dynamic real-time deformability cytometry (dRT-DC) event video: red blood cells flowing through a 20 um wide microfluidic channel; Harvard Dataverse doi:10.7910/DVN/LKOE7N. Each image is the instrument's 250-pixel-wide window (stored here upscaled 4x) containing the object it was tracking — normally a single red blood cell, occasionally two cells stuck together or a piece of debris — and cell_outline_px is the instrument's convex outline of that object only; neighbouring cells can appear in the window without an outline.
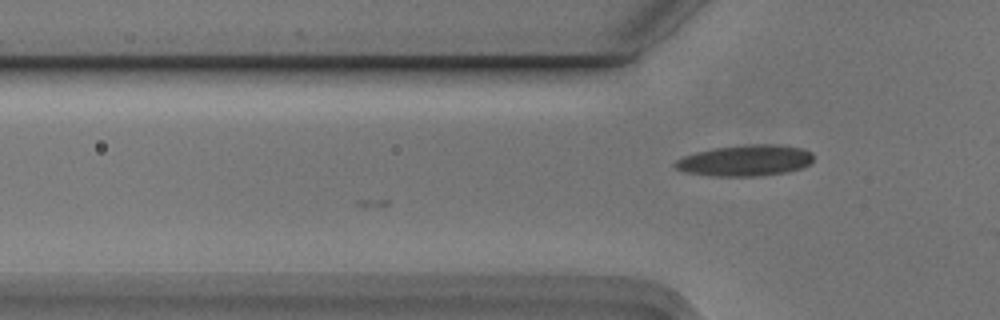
{"species": "Egyptian fruit bat (a non-hibernating species)", "species_latin": "Rousettus aegyptiacus", "temperature_condition": "cold", "stored_images_in_passage": 7, "camera_frame_rate_fps": 3000, "um_per_image_px": 0.085, "animal": {"sex": "male"}, "frame": {"image": 1, "passage_image": 4, "time_ms": 1.0, "image_size_px": [1000, 320], "cell_outline_px": [[812, 160], [808, 164], [800, 168], [788, 172], [760, 176], [712, 176], [684, 172], [676, 168], [672, 164], [676, 160], [684, 156], [696, 152], [712, 148], [752, 144], [772, 144], [804, 148], [812, 152]], "centroid_in_image_um": [63.33, 13.64], "position_along_channel_um": 62.5, "area_um2": 25.14}}
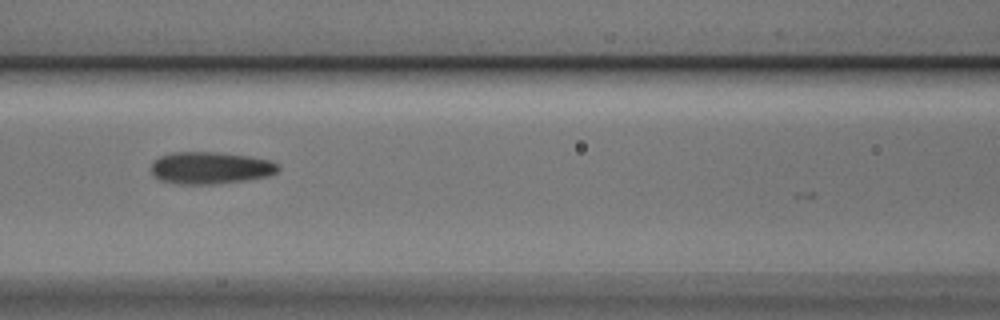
{"frame": {"image": 2, "passage_image": 6, "time_ms": 1.667, "image_size_px": [1000, 320], "cell_outline_px": [[280, 168], [276, 172], [268, 176], [244, 180], [216, 184], [180, 184], [160, 180], [152, 172], [152, 160], [160, 156], [172, 152], [220, 152], [252, 156], [272, 160], [280, 164]], "centroid_in_image_um": [17.92, 14.25], "position_along_channel_um": 148.7, "area_um2": 23.99}}
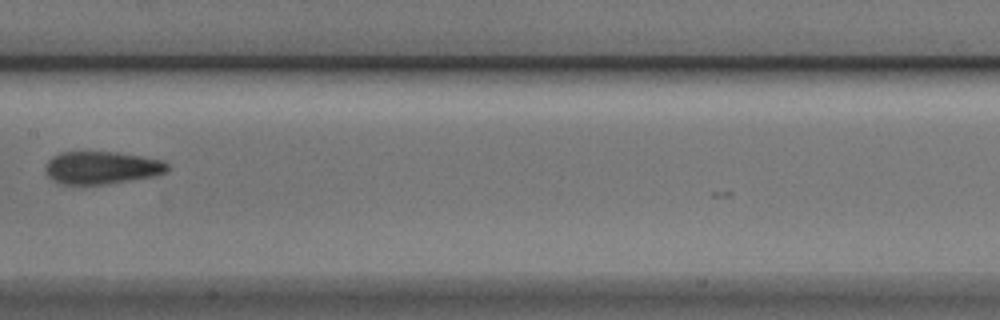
{"frame": {"image": 3, "passage_image": 7, "time_ms": 2.0, "image_size_px": [1000, 320], "cell_outline_px": [[168, 168], [164, 172], [152, 176], [100, 184], [60, 184], [52, 180], [48, 176], [44, 168], [48, 160], [52, 156], [60, 152], [116, 152], [164, 160], [168, 164]], "centroid_in_image_um": [8.58, 14.24], "position_along_channel_um": 198.8, "area_um2": 22.95}}